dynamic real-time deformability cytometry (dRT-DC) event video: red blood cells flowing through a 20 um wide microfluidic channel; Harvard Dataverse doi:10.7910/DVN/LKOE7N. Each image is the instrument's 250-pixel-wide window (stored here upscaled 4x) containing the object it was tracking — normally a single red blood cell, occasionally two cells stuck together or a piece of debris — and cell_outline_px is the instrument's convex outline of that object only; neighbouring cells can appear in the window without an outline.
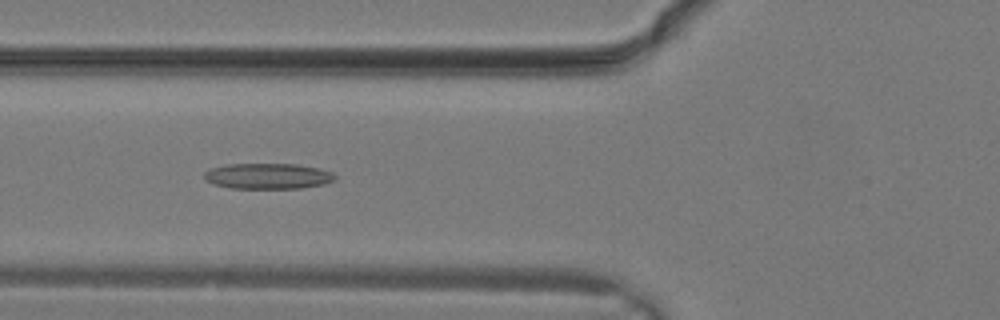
{"species": "common noctule bat (a hibernating species)", "species_latin": "Nyctalus noctula", "temperature_condition": "warm", "stored_images_in_passage": 25, "camera_frame_rate_fps": 3000, "um_per_image_px": 0.085, "animal": {"sex": "male", "body_mass_g": 19.2, "forearm_length_mm": 51.8}, "frame": {"image": 1, "passage_image": 6, "time_ms": 1.667, "image_size_px": [1000, 320], "cell_outline_px": [[336, 180], [324, 184], [300, 188], [232, 188], [212, 184], [204, 180], [204, 172], [212, 168], [224, 164], [296, 164], [316, 168], [332, 172], [336, 176]], "centroid_in_image_um": [22.74, 14.97], "position_along_channel_um": 103.1, "area_um2": 19.59}}
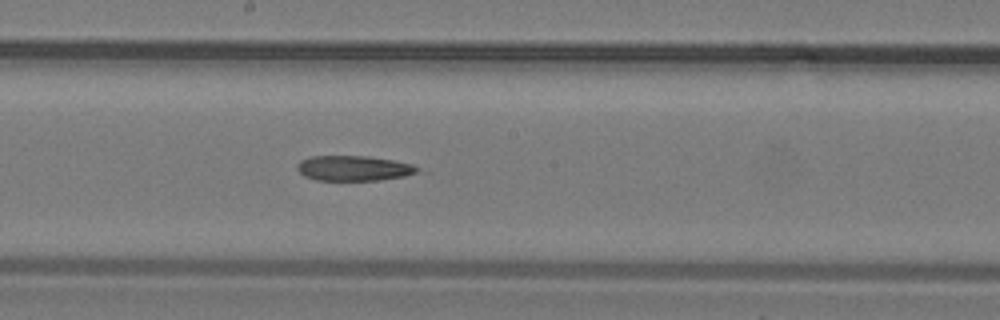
{"frame": {"image": 2, "passage_image": 11, "time_ms": 3.333, "image_size_px": [1000, 320], "cell_outline_px": [[420, 168], [416, 172], [404, 176], [380, 180], [316, 180], [304, 176], [296, 168], [296, 164], [300, 160], [312, 156], [368, 156], [392, 160], [412, 164]], "centroid_in_image_um": [30.02, 14.29], "position_along_channel_um": 218.2, "area_um2": 17.57}}
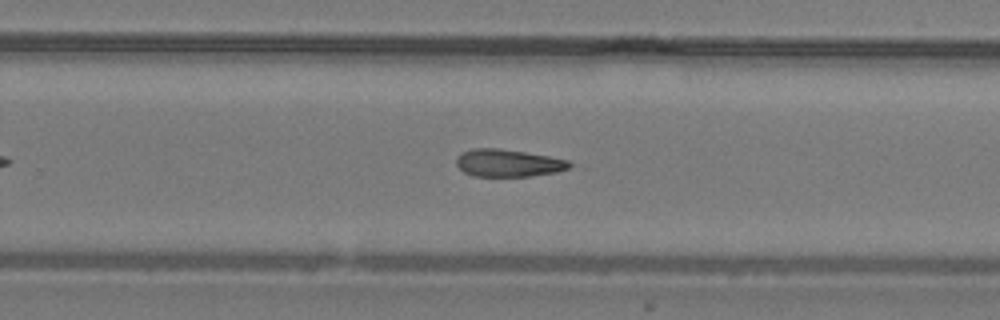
{"frame": {"image": 3, "passage_image": 14, "time_ms": 4.333, "image_size_px": [1000, 320], "cell_outline_px": [[576, 164], [568, 168], [556, 172], [528, 176], [472, 176], [464, 172], [456, 164], [456, 156], [460, 152], [472, 148], [500, 148], [548, 156], [568, 160]], "centroid_in_image_um": [43.17, 13.85], "position_along_channel_um": 286.6, "area_um2": 18.21}}